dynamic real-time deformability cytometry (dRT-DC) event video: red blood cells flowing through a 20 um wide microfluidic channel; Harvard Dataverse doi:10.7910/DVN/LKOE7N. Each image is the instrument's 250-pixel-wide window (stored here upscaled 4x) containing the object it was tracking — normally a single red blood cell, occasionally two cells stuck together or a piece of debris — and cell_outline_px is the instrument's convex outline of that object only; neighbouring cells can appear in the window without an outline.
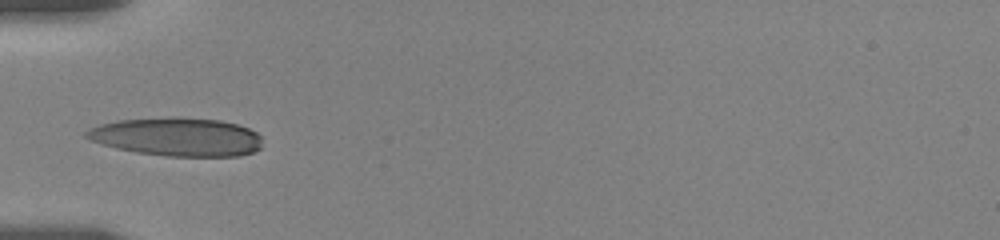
{"species": "human", "species_latin": "Homo sapiens", "temperature_condition": "room temperature", "stored_images_in_passage": 14, "camera_frame_rate_fps": 3000, "um_per_image_px": 0.085, "donor": {"sex": "female"}, "frame": {"image": 1, "passage_image": 7, "time_ms": 4.0, "image_size_px": [1000, 240], "cell_outline_px": [[260, 148], [252, 152], [240, 156], [164, 156], [136, 152], [116, 148], [92, 140], [84, 136], [84, 132], [88, 128], [100, 124], [120, 120], [172, 116], [176, 116], [220, 120], [236, 124], [248, 128], [256, 132], [260, 136]], "centroid_in_image_um": [15.04, 11.62], "position_along_channel_um": 70.0, "area_um2": 39.54}}
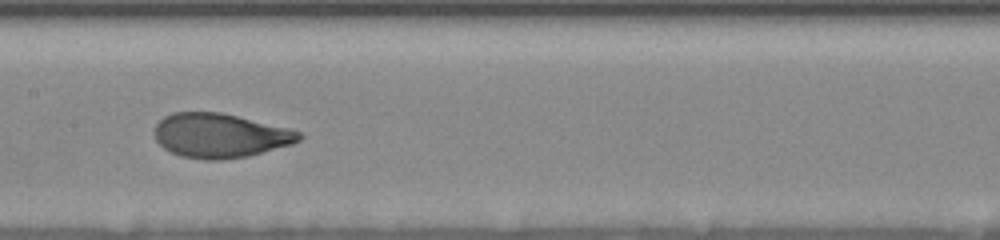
{"frame": {"image": 2, "passage_image": 10, "time_ms": 7.333, "image_size_px": [1000, 240], "cell_outline_px": [[304, 136], [300, 140], [292, 144], [248, 156], [224, 160], [204, 160], [180, 156], [164, 148], [156, 140], [156, 124], [164, 116], [172, 112], [220, 112], [288, 128], [300, 132]], "centroid_in_image_um": [18.71, 11.53], "position_along_channel_um": 188.7, "area_um2": 37.22}}
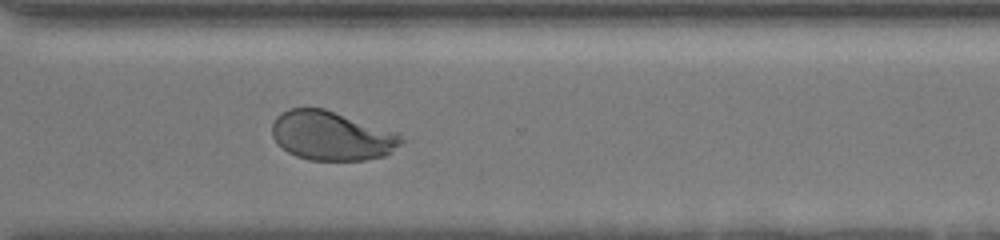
{"frame": {"image": 3, "passage_image": 14, "time_ms": 11.667, "image_size_px": [1000, 240], "cell_outline_px": [[404, 140], [392, 152], [384, 156], [364, 160], [308, 160], [296, 156], [288, 152], [272, 136], [272, 124], [276, 116], [288, 108], [324, 108], [396, 132]], "centroid_in_image_um": [28.17, 11.54], "position_along_channel_um": 342.4, "area_um2": 36.82}}